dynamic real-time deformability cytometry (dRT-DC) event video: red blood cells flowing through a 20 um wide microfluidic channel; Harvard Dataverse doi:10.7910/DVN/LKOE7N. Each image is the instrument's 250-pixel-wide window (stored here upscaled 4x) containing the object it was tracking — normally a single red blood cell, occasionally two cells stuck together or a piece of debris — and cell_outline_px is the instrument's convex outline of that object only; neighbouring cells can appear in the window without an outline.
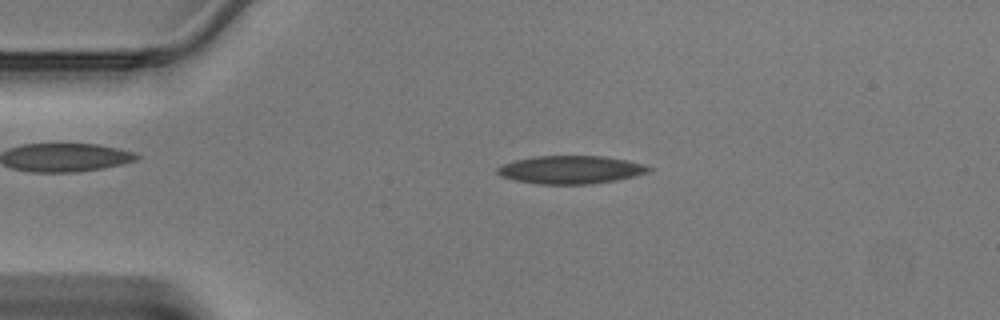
{"species": "Egyptian fruit bat (a non-hibernating species)", "species_latin": "Rousettus aegyptiacus", "temperature_condition": "warm", "stored_images_in_passage": 37, "camera_frame_rate_fps": 3000, "um_per_image_px": 0.085, "animal": {"sex": "male"}, "frame": {"image": 1, "passage_image": 2, "time_ms": 0.333, "image_size_px": [1000, 320], "cell_outline_px": [[652, 168], [648, 172], [636, 176], [616, 180], [592, 184], [540, 184], [516, 180], [500, 176], [496, 172], [496, 168], [504, 164], [516, 160], [532, 156], [604, 156], [628, 160], [644, 164]], "centroid_in_image_um": [48.53, 14.42], "position_along_channel_um": 36.5, "area_um2": 24.8}}
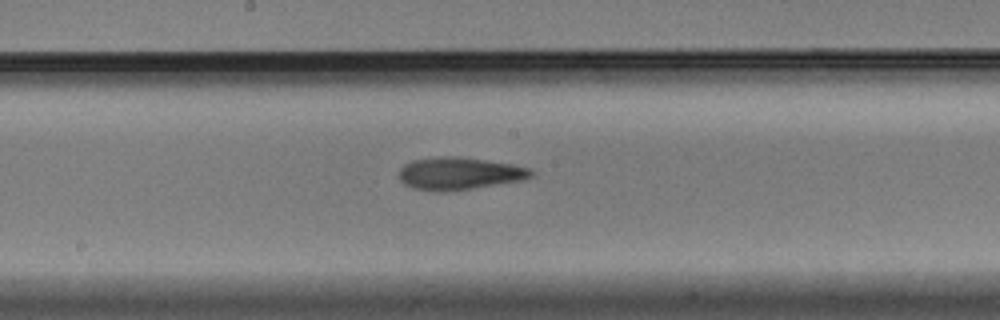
{"frame": {"image": 2, "passage_image": 16, "time_ms": 5.0, "image_size_px": [1000, 320], "cell_outline_px": [[536, 176], [524, 180], [472, 188], [436, 192], [412, 188], [404, 184], [400, 180], [400, 168], [404, 164], [412, 160], [444, 156], [460, 156], [512, 164], [532, 168], [536, 172]], "centroid_in_image_um": [39.1, 14.74], "position_along_channel_um": 209.1, "area_um2": 25.2}}
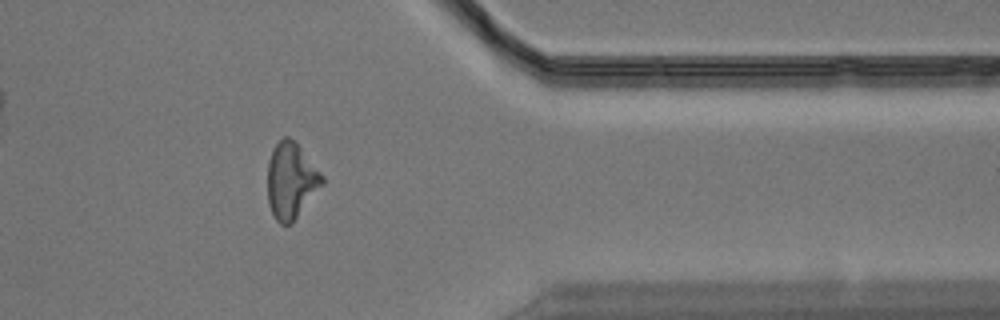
{"frame": {"image": 3, "passage_image": 29, "time_ms": 9.333, "image_size_px": [1000, 320], "cell_outline_px": [[324, 184], [292, 224], [280, 224], [276, 220], [268, 204], [268, 160], [272, 148], [284, 136], [288, 136], [300, 148], [324, 176]], "centroid_in_image_um": [24.74, 15.38], "position_along_channel_um": 386.7, "area_um2": 24.16}}